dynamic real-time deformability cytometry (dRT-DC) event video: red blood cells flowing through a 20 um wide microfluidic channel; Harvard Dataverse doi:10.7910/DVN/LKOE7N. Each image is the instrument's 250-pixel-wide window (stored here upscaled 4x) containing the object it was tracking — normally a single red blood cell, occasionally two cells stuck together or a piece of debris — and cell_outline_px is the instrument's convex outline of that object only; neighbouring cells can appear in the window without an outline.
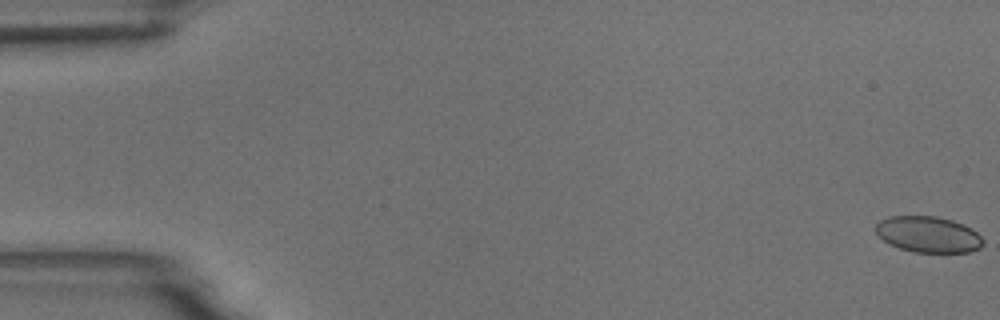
{"species": "common noctule bat (a hibernating species)", "species_latin": "Nyctalus noctula", "temperature_condition": "room temperature", "stored_images_in_passage": 7, "camera_frame_rate_fps": 3000, "um_per_image_px": 0.085, "animal": {"sex": "male", "body_mass_g": 18.8}, "frame": {"image": 1, "passage_image": 1, "time_ms": 0.0, "image_size_px": [1000, 320], "cell_outline_px": [[984, 244], [980, 248], [968, 252], [916, 252], [900, 248], [888, 244], [876, 232], [876, 224], [880, 220], [888, 216], [936, 216], [952, 220], [972, 228], [984, 240]], "centroid_in_image_um": [78.91, 19.92], "position_along_channel_um": 6.1, "area_um2": 22.54}}
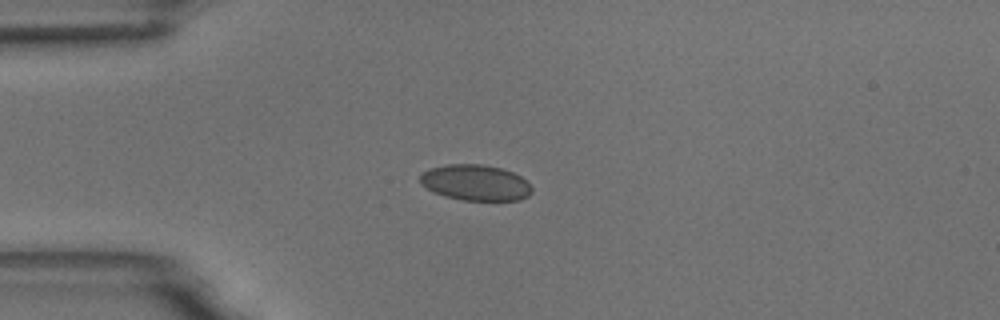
{"frame": {"image": 2, "passage_image": 5, "time_ms": 4.667, "image_size_px": [1000, 320], "cell_outline_px": [[532, 192], [528, 196], [520, 200], [464, 200], [444, 196], [420, 184], [420, 176], [428, 168], [448, 164], [480, 164], [500, 168], [512, 172], [520, 176], [532, 188]], "centroid_in_image_um": [40.41, 15.52], "position_along_channel_um": 44.6, "area_um2": 23.12}}